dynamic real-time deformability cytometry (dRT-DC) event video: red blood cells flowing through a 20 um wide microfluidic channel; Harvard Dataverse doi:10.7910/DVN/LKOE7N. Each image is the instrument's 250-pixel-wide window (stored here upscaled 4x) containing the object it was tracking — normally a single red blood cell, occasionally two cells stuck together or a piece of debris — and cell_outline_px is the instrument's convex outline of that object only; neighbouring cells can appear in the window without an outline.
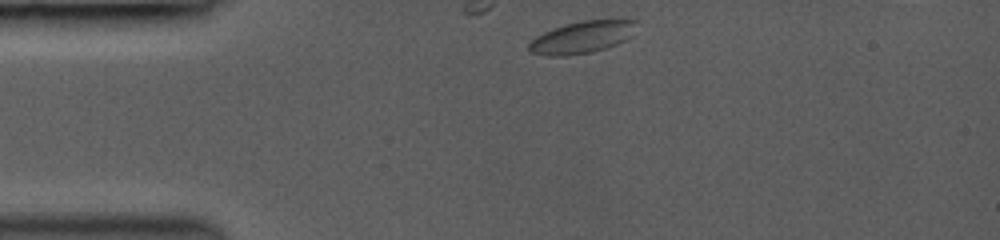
{"species": "common noctule bat (a hibernating species)", "species_latin": "Nyctalus noctula", "temperature_condition": "room temperature", "stored_images_in_passage": 8, "camera_frame_rate_fps": 3000, "um_per_image_px": 0.085, "animal": {"sex": "female", "body_mass_g": 19.0, "forearm_length_mm": 53.3}, "frame": {"image": 1, "passage_image": 1, "time_ms": 0.0, "image_size_px": [1000, 240], "cell_outline_px": [[636, 20], [632, 36], [616, 44], [592, 52], [564, 56], [548, 56], [528, 52], [528, 44], [536, 36], [544, 32], [564, 24], [584, 20], [624, 16]], "centroid_in_image_um": [49.52, 3.12], "position_along_channel_um": 35.5, "area_um2": 20.69}}